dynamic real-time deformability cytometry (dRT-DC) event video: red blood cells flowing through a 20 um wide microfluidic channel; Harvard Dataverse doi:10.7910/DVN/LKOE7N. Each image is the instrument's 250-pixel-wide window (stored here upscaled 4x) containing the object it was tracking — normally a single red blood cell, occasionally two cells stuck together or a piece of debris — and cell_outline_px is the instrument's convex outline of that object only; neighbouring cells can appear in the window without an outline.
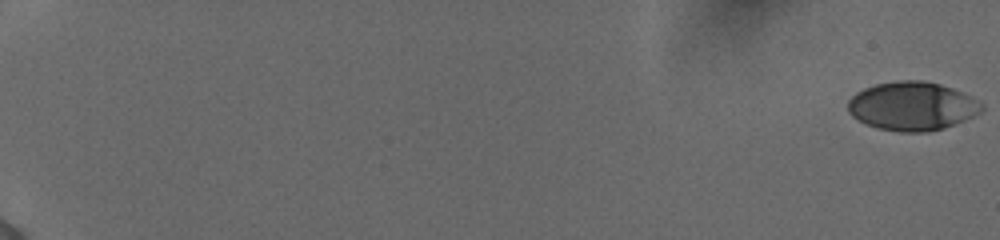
{"species": "human", "species_latin": "Homo sapiens", "temperature_condition": "cold", "stored_images_in_passage": 57, "camera_frame_rate_fps": 3000, "um_per_image_px": 0.085, "donor": {"sex": "female"}, "frame": {"image": 1, "passage_image": 1, "time_ms": 0.0, "image_size_px": [1000, 240], "cell_outline_px": [[984, 108], [980, 112], [964, 120], [944, 128], [924, 132], [900, 132], [876, 128], [864, 124], [852, 116], [848, 112], [848, 100], [856, 92], [864, 88], [876, 84], [900, 80], [924, 80], [940, 84], [952, 88], [972, 96], [984, 104]], "centroid_in_image_um": [77.52, 9.02], "position_along_channel_um": 7.5, "area_um2": 38.15}}
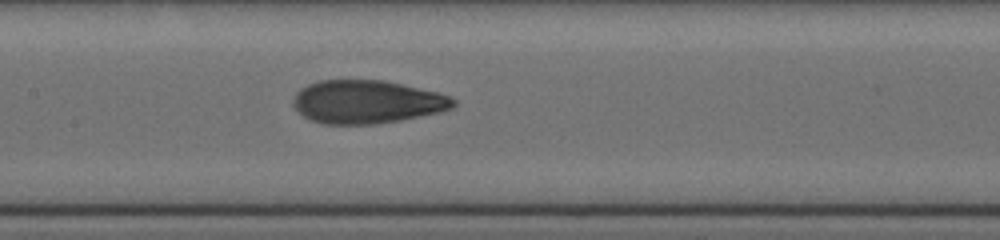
{"frame": {"image": 2, "passage_image": 32, "time_ms": 10.333, "image_size_px": [1000, 240], "cell_outline_px": [[456, 104], [452, 108], [440, 112], [400, 120], [376, 124], [324, 124], [312, 120], [304, 116], [292, 104], [292, 100], [296, 92], [300, 88], [308, 84], [320, 80], [380, 80], [400, 84], [436, 92], [448, 96], [456, 100]], "centroid_in_image_um": [31.16, 8.66], "position_along_channel_um": 176.2, "area_um2": 40.11}}
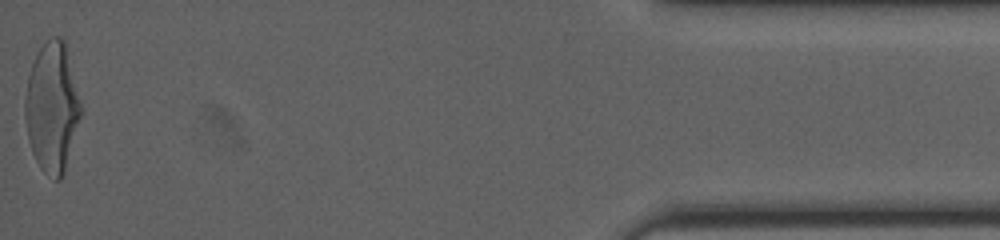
{"frame": {"image": 3, "passage_image": 57, "time_ms": 18.667, "image_size_px": [1000, 240], "cell_outline_px": [[80, 116], [64, 168], [60, 180], [56, 180], [44, 172], [40, 168], [32, 152], [28, 136], [24, 116], [24, 100], [28, 76], [32, 64], [40, 48], [52, 36], [60, 36], [64, 40], [80, 100]], "centroid_in_image_um": [4.39, 9.1], "position_along_channel_um": 430.8, "area_um2": 41.15}, "authors_computed_cell_mechanics": {"area_um2": 39.5352, "velocity_mm_per_s": 3.8891, "shape_relaxation_time_tau1_ms": 3.7978, "shape_relaxation_time_tau2_ms": 0.9607, "deformation_change_tau1": 0.1941, "deformation_change_tau2": 0.0729}}